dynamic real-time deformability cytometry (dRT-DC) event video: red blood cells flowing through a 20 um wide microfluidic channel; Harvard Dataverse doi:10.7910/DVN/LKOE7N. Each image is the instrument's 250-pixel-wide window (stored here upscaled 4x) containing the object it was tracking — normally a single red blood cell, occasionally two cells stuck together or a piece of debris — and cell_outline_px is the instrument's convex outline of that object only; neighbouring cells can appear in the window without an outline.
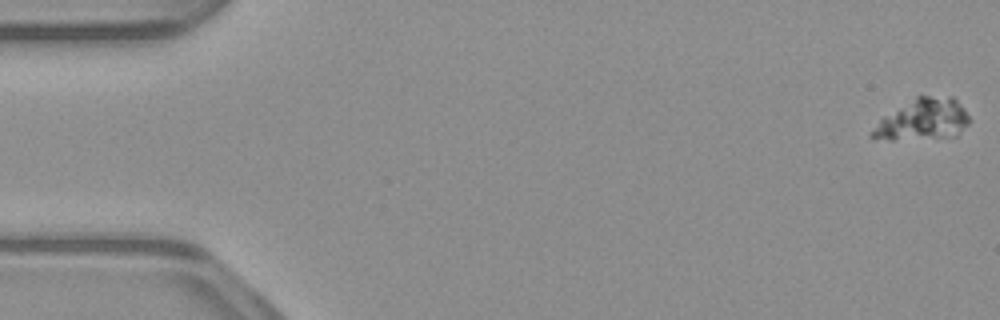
{"species": "common noctule bat (a hibernating species)", "species_latin": "Nyctalus noctula", "temperature_condition": "warm", "stored_images_in_passage": 53, "camera_frame_rate_fps": 3000, "um_per_image_px": 0.085, "animal": {"sex": "male", "body_mass_g": 23.1, "forearm_length_mm": 52.7}, "frame": {"image": 1, "passage_image": 1, "time_ms": 0.0, "image_size_px": [1000, 320], "cell_outline_px": [[972, 120], [956, 136], [892, 140], [872, 140], [868, 136], [872, 128], [884, 116], [916, 96], [952, 96], [964, 108]], "centroid_in_image_um": [78.42, 10.18], "position_along_channel_um": 6.6, "area_um2": 23.52}}
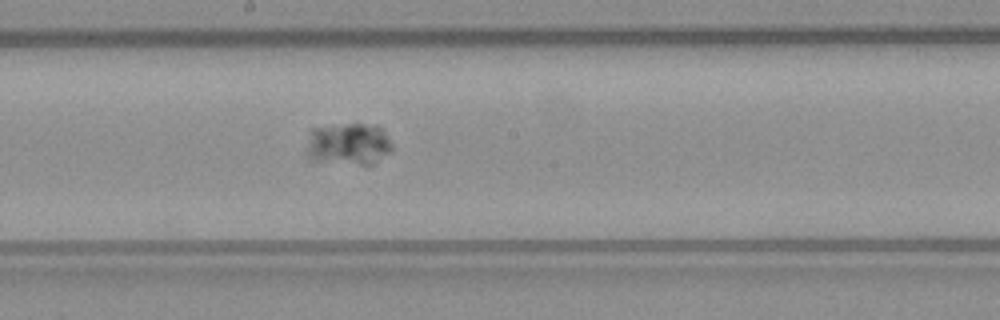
{"frame": {"image": 2, "passage_image": 29, "time_ms": 9.333, "image_size_px": [1000, 320], "cell_outline_px": [[392, 148], [388, 152], [372, 164], [360, 164], [308, 160], [304, 156], [312, 128], [348, 124], [376, 124], [384, 132], [392, 144]], "centroid_in_image_um": [29.57, 12.24], "position_along_channel_um": 218.6, "area_um2": 20.81}}
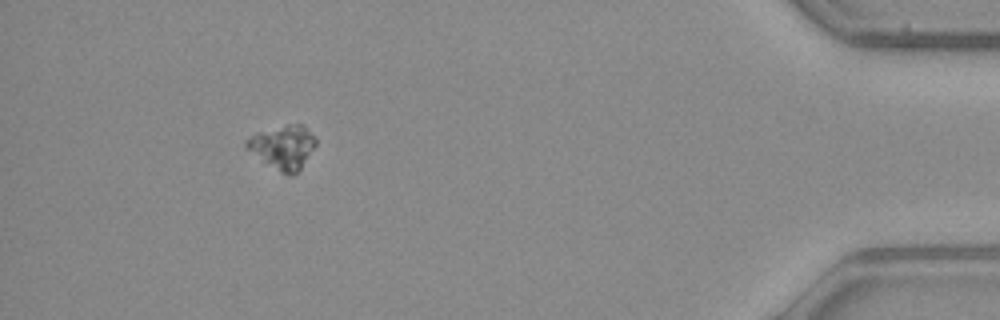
{"frame": {"image": 3, "passage_image": 49, "time_ms": 16.0, "image_size_px": [1000, 320], "cell_outline_px": [[316, 144], [300, 168], [296, 172], [280, 172], [244, 148], [244, 140], [260, 132], [288, 124], [300, 124], [316, 136]], "centroid_in_image_um": [24.03, 12.47], "position_along_channel_um": 411.2, "area_um2": 17.05}}